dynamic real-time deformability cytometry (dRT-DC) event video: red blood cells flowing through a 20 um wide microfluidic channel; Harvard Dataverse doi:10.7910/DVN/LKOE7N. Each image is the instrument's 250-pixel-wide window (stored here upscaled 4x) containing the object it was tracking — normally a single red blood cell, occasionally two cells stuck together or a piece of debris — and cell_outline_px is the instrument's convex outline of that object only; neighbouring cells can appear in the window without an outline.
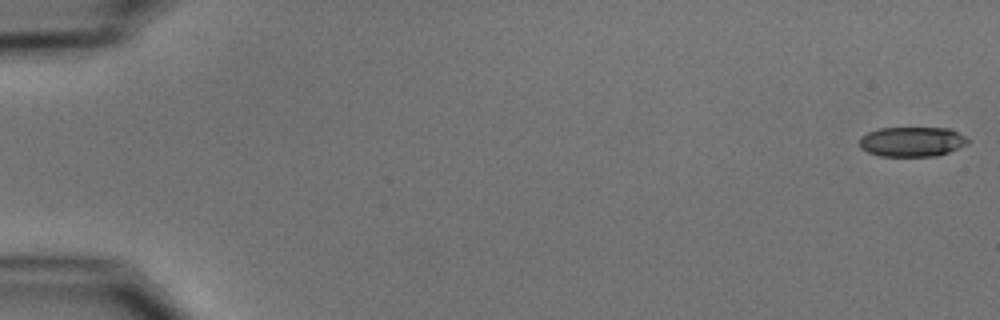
{"species": "common noctule bat (a hibernating species)", "species_latin": "Nyctalus noctula", "temperature_condition": "cold", "stored_images_in_passage": 5, "camera_frame_rate_fps": 3000, "um_per_image_px": 0.085, "animal": {"sex": "male", "body_mass_g": 15.6}, "frame": {"image": 1, "passage_image": 1, "time_ms": 0.0, "image_size_px": [1000, 320], "cell_outline_px": [[968, 144], [948, 152], [936, 156], [880, 156], [868, 152], [860, 148], [860, 136], [868, 132], [880, 128], [952, 128], [964, 136], [968, 140]], "centroid_in_image_um": [77.51, 12.04], "position_along_channel_um": 7.5, "area_um2": 18.84}}
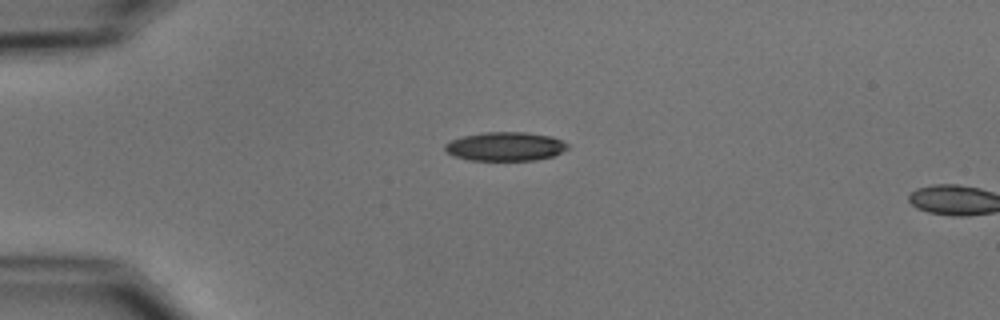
{"frame": {"image": 2, "passage_image": 4, "time_ms": 4.333, "image_size_px": [1000, 320], "cell_outline_px": [[568, 148], [552, 156], [536, 160], [468, 160], [456, 156], [448, 152], [444, 148], [444, 144], [452, 140], [464, 136], [484, 132], [524, 132], [552, 136], [568, 144]], "centroid_in_image_um": [42.96, 12.44], "position_along_channel_um": 42.0, "area_um2": 20.4}}